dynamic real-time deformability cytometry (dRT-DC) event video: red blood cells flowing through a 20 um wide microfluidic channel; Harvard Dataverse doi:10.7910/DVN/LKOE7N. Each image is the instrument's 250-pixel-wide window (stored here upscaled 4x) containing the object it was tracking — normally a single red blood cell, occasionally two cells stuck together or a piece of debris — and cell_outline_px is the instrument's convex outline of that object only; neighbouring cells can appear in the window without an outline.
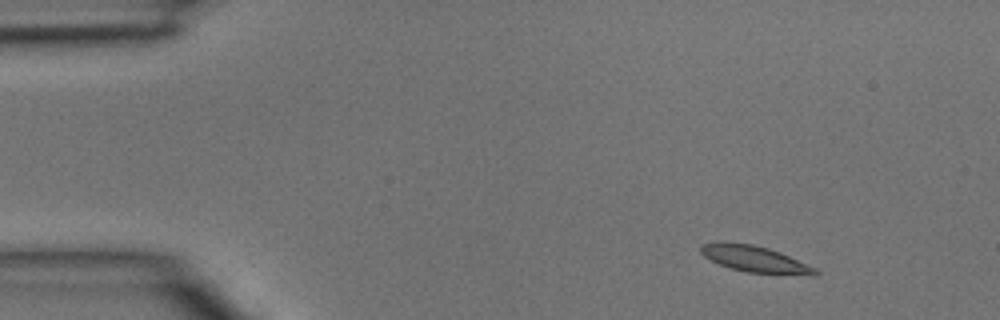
{"species": "common noctule bat (a hibernating species)", "species_latin": "Nyctalus noctula", "temperature_condition": "room temperature", "stored_images_in_passage": 3, "camera_frame_rate_fps": 3000, "um_per_image_px": 0.085, "animal": {"sex": "male", "body_mass_g": 15.6}, "frame": {"image": 1, "passage_image": 1, "time_ms": 0.0, "image_size_px": [1000, 320], "cell_outline_px": [[820, 272], [816, 276], [812, 276], [748, 272], [732, 268], [720, 264], [704, 256], [700, 252], [700, 244], [716, 240], [720, 240], [752, 244], [768, 248], [780, 252], [816, 268]], "centroid_in_image_um": [64.16, 22.0], "position_along_channel_um": 20.8, "area_um2": 17.86}}
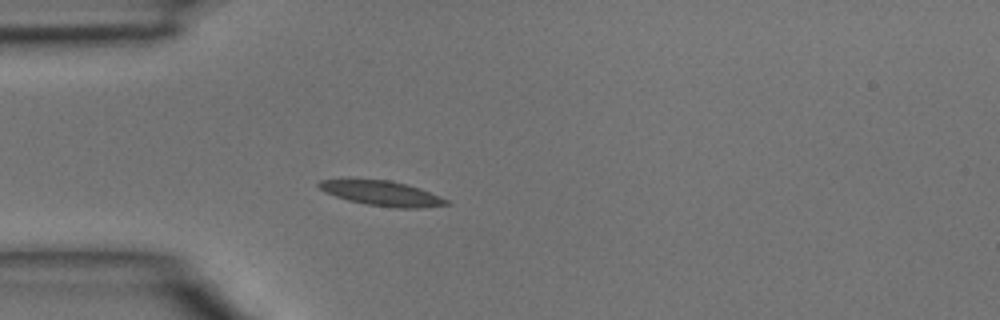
{"frame": {"image": 2, "passage_image": 3, "time_ms": 0.667, "image_size_px": [1000, 320], "cell_outline_px": [[452, 204], [424, 208], [396, 208], [368, 204], [348, 200], [324, 192], [316, 184], [320, 180], [348, 176], [388, 180], [408, 184], [420, 188], [440, 196], [448, 200]], "centroid_in_image_um": [32.4, 16.38], "position_along_channel_um": 52.6, "area_um2": 19.31}}